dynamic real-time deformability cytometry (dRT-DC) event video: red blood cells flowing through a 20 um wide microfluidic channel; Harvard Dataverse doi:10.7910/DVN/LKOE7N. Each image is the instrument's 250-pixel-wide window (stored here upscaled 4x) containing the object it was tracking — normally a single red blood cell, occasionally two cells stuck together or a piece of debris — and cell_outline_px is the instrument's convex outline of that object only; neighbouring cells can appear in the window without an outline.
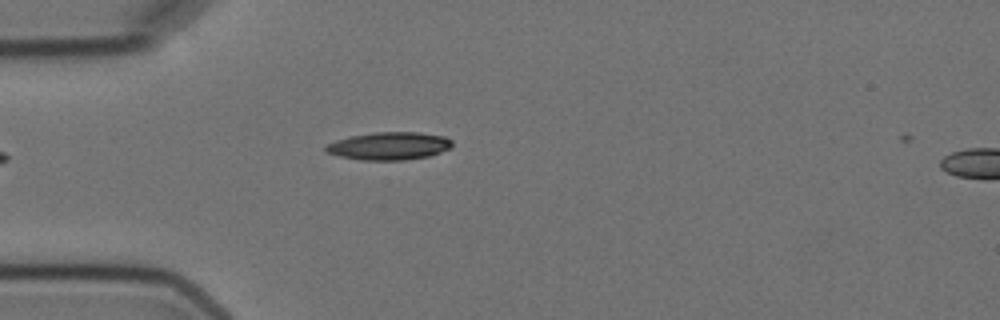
{"species": "Egyptian fruit bat (a non-hibernating species)", "species_latin": "Rousettus aegyptiacus", "temperature_condition": "cold", "stored_images_in_passage": 4, "camera_frame_rate_fps": 3000, "um_per_image_px": 0.085, "animal": {"sex": "female"}, "frame": {"image": 1, "passage_image": 4, "time_ms": 5.0, "image_size_px": [1000, 320], "cell_outline_px": [[452, 144], [448, 148], [440, 152], [428, 156], [404, 160], [360, 160], [340, 156], [328, 152], [324, 148], [328, 144], [336, 140], [348, 136], [372, 132], [420, 132], [444, 136], [452, 140]], "centroid_in_image_um": [33.07, 12.39], "position_along_channel_um": 51.9, "area_um2": 20.4}}